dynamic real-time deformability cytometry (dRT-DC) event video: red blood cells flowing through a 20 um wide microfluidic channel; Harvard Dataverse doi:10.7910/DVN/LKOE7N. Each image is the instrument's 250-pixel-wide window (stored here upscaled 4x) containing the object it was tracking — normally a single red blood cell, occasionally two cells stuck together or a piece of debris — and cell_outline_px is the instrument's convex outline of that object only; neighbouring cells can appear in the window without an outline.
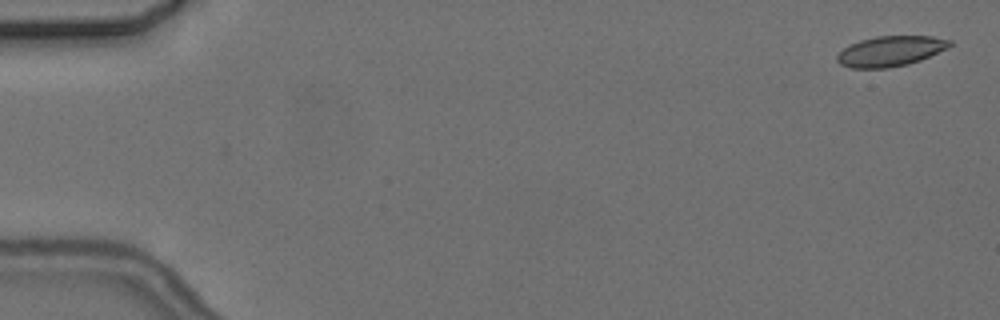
{"species": "common noctule bat (a hibernating species)", "species_latin": "Nyctalus noctula", "temperature_condition": "cold", "stored_images_in_passage": 4, "camera_frame_rate_fps": 3000, "um_per_image_px": 0.085, "animal": {"sex": "female", "body_mass_g": 24.6, "forearm_length_mm": 56.2}, "frame": {"image": 1, "passage_image": 1, "time_ms": 0.0, "image_size_px": [1000, 320], "cell_outline_px": [[952, 44], [948, 48], [920, 60], [908, 64], [888, 68], [852, 68], [840, 64], [836, 60], [836, 56], [844, 48], [860, 40], [876, 36], [932, 36], [952, 40]], "centroid_in_image_um": [75.7, 4.34], "position_along_channel_um": 9.3, "area_um2": 19.83}}